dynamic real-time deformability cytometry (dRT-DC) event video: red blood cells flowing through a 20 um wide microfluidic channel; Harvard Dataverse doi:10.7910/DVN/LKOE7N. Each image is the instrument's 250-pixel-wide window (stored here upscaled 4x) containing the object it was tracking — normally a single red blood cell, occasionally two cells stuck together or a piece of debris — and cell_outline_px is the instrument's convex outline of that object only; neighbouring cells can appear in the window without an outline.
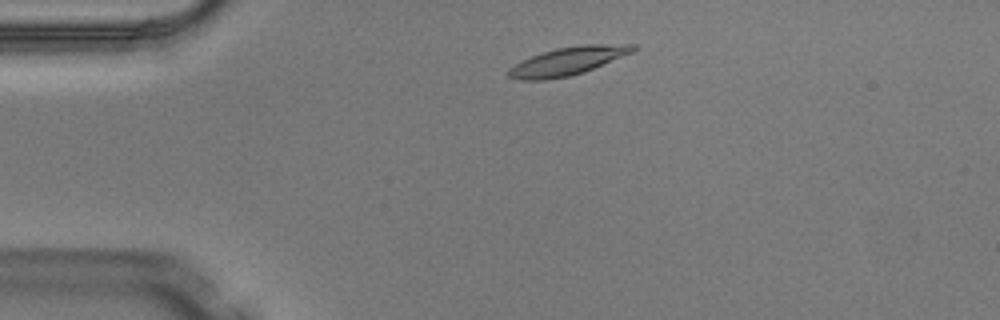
{"species": "Egyptian fruit bat (a non-hibernating species)", "species_latin": "Rousettus aegyptiacus", "temperature_condition": "warm", "stored_images_in_passage": 3, "camera_frame_rate_fps": 3000, "um_per_image_px": 0.085, "animal": {"sex": "male"}, "frame": {"image": 1, "passage_image": 2, "time_ms": 0.333, "image_size_px": [1000, 320], "cell_outline_px": [[636, 48], [632, 52], [584, 72], [568, 76], [544, 80], [520, 80], [508, 76], [504, 72], [508, 68], [532, 56], [556, 48], [580, 44], [636, 44]], "centroid_in_image_um": [48.23, 5.19], "position_along_channel_um": 36.8, "area_um2": 20.23}}